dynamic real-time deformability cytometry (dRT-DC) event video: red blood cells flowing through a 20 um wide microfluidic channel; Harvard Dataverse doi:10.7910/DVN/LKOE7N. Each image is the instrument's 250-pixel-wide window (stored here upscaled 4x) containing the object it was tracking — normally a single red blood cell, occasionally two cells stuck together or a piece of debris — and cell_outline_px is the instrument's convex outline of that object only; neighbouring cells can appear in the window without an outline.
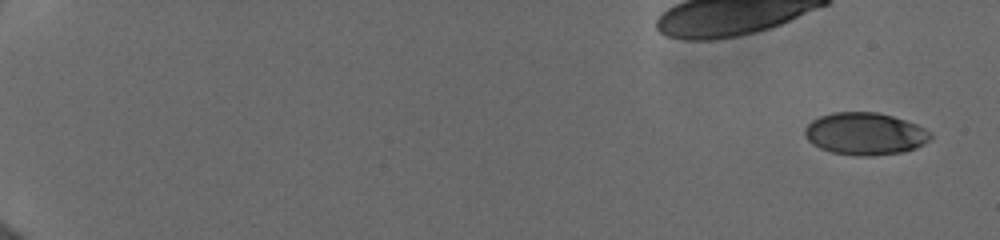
{"species": "human", "species_latin": "Homo sapiens", "temperature_condition": "cold", "stored_images_in_passage": 17, "camera_frame_rate_fps": 3000, "um_per_image_px": 0.085, "donor": {"sex": "female"}, "frame": {"image": 1, "passage_image": 1, "time_ms": 0.0, "image_size_px": [1000, 240], "cell_outline_px": [[932, 136], [924, 144], [916, 148], [904, 152], [872, 156], [860, 156], [832, 152], [820, 148], [812, 144], [804, 136], [804, 128], [812, 120], [820, 116], [832, 112], [876, 112], [892, 116], [916, 124], [932, 132]], "centroid_in_image_um": [73.52, 11.37], "position_along_channel_um": 11.5, "area_um2": 31.1}}